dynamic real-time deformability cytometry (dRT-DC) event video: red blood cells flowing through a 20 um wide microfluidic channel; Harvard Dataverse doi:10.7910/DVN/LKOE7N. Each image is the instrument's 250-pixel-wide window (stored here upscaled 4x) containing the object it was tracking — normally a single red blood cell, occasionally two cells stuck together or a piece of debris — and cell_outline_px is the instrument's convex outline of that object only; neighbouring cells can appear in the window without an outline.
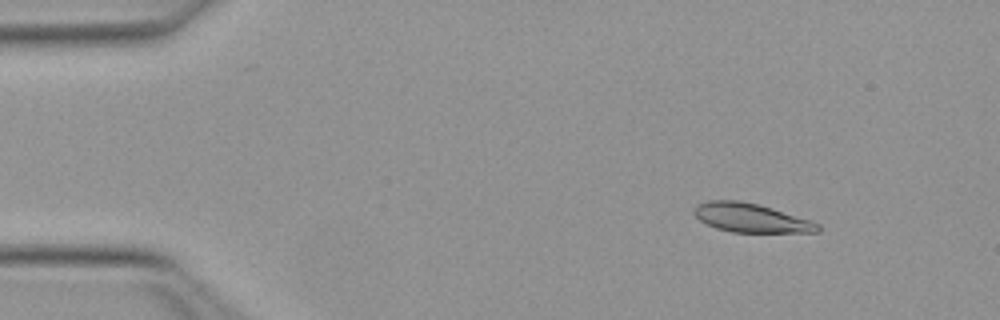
{"species": "Egyptian fruit bat (a non-hibernating species)", "species_latin": "Rousettus aegyptiacus", "temperature_condition": "warm", "stored_images_in_passage": 18, "camera_frame_rate_fps": 3000, "um_per_image_px": 0.085, "animal": {"sex": "female"}, "frame": {"image": 1, "passage_image": 5, "time_ms": 1.333, "image_size_px": [1000, 320], "cell_outline_px": [[820, 232], [732, 232], [716, 228], [700, 220], [692, 212], [692, 208], [696, 204], [708, 200], [740, 200], [772, 208], [812, 220], [820, 224]], "centroid_in_image_um": [63.82, 18.51], "position_along_channel_um": 21.2, "area_um2": 20.92}}
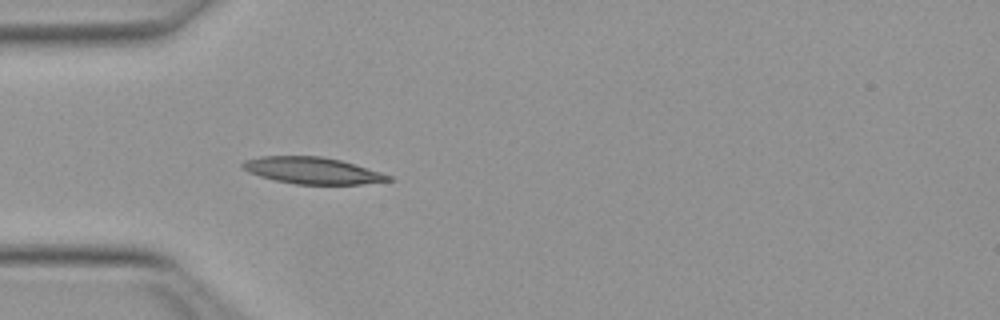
{"frame": {"image": 2, "passage_image": 14, "time_ms": 4.333, "image_size_px": [1000, 320], "cell_outline_px": [[392, 180], [360, 184], [296, 184], [276, 180], [260, 176], [248, 172], [240, 164], [244, 160], [260, 156], [320, 156], [340, 160], [380, 172], [392, 176]], "centroid_in_image_um": [26.52, 14.49], "position_along_channel_um": 58.5, "area_um2": 22.37}}
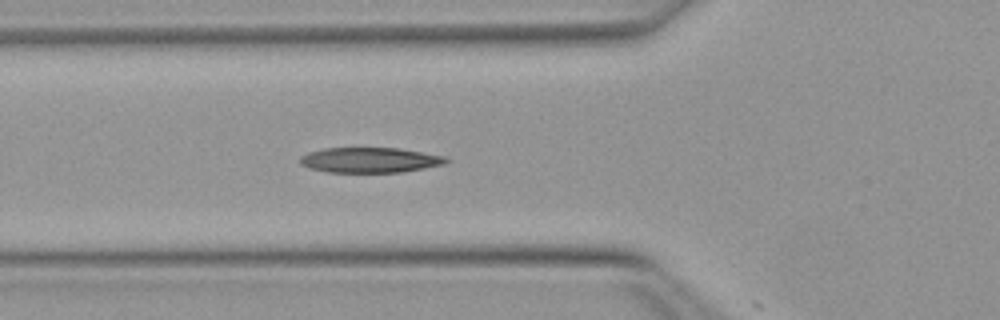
{"frame": {"image": 3, "passage_image": 17, "time_ms": 5.333, "image_size_px": [1000, 320], "cell_outline_px": [[448, 164], [400, 172], [328, 172], [308, 168], [300, 164], [300, 156], [308, 152], [324, 148], [400, 148], [448, 156]], "centroid_in_image_um": [31.47, 13.6], "position_along_channel_um": 94.3, "area_um2": 21.68}}